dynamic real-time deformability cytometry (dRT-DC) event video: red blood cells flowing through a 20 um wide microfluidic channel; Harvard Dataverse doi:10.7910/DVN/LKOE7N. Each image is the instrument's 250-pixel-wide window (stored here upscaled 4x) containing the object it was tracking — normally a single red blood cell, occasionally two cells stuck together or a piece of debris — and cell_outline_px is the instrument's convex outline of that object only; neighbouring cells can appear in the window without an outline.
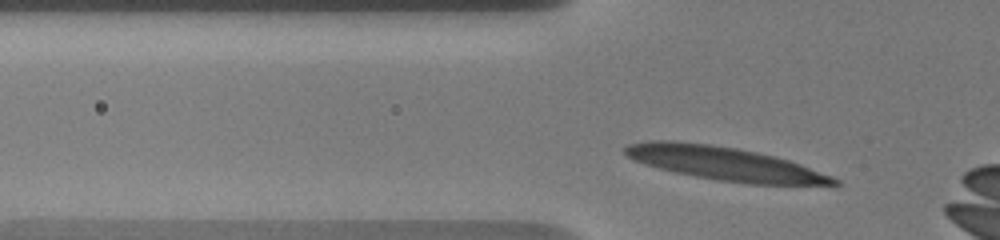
{"species": "human", "species_latin": "Homo sapiens", "temperature_condition": "warm", "stored_images_in_passage": 11, "camera_frame_rate_fps": 3000, "um_per_image_px": 0.085, "donor": {"sex": "male"}, "frame": {"image": 1, "passage_image": 6, "time_ms": 1.0, "image_size_px": [1000, 240], "cell_outline_px": [[844, 184], [752, 184], [720, 180], [696, 176], [676, 172], [644, 164], [628, 156], [624, 152], [624, 148], [628, 144], [652, 140], [672, 140], [708, 144], [736, 148], [776, 156], [800, 164], [832, 176], [840, 180]], "centroid_in_image_um": [61.6, 13.89], "position_along_channel_um": 64.2, "area_um2": 40.11}}